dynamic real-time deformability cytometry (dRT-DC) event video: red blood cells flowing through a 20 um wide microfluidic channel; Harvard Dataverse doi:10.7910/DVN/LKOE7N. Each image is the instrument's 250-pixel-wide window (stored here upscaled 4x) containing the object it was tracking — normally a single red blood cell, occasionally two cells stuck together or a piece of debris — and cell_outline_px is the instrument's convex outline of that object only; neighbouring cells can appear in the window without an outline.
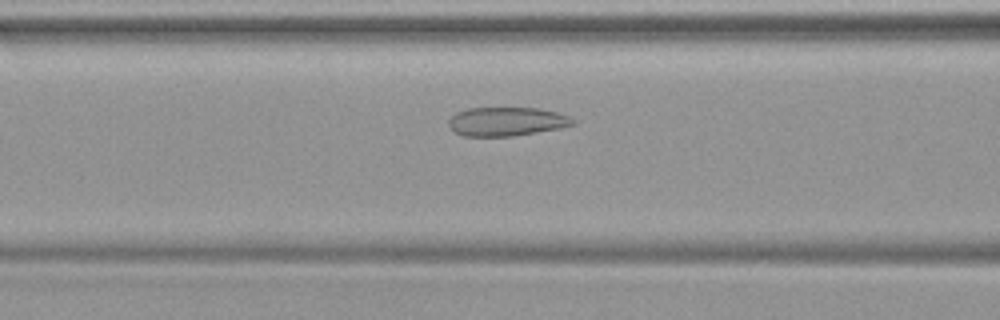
{"species": "common noctule bat (a hibernating species)", "species_latin": "Nyctalus noctula", "temperature_condition": "warm", "stored_images_in_passage": 44, "camera_frame_rate_fps": 3000, "um_per_image_px": 0.085, "animal": {"sex": "female", "body_mass_g": 19.9}, "frame": {"image": 1, "passage_image": 16, "time_ms": 5.0, "image_size_px": [1000, 320], "cell_outline_px": [[576, 124], [560, 128], [512, 136], [464, 136], [456, 132], [448, 124], [448, 120], [456, 112], [468, 108], [540, 108], [556, 112], [568, 116], [576, 120]], "centroid_in_image_um": [43.08, 10.32], "position_along_channel_um": 123.5, "area_um2": 20.81}}
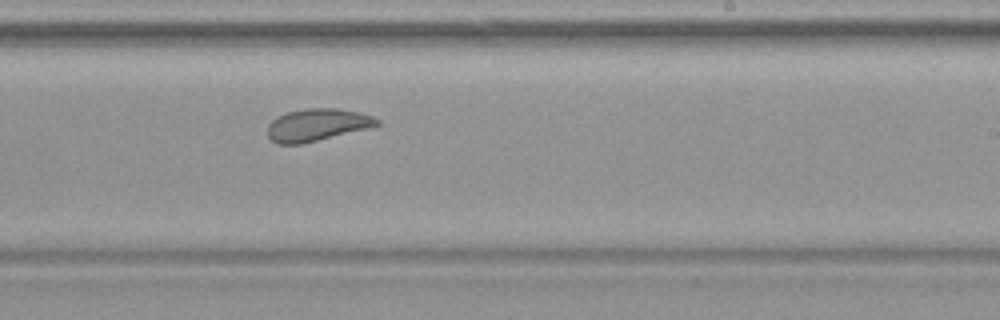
{"frame": {"image": 2, "passage_image": 26, "time_ms": 8.333, "image_size_px": [1000, 320], "cell_outline_px": [[380, 124], [304, 144], [276, 144], [268, 136], [268, 124], [276, 116], [288, 112], [304, 108], [336, 108], [356, 112], [372, 116], [380, 120]], "centroid_in_image_um": [26.89, 10.61], "position_along_channel_um": 262.1, "area_um2": 20.4}}
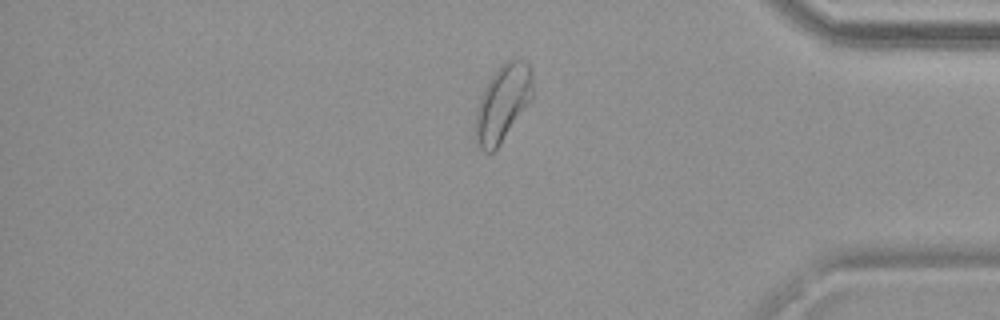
{"frame": {"image": 3, "passage_image": 37, "time_ms": 12.0, "image_size_px": [1000, 320], "cell_outline_px": [[532, 96], [500, 144], [492, 152], [484, 152], [480, 148], [476, 140], [476, 112], [480, 96], [488, 80], [500, 64], [512, 56], [528, 60], [532, 72]], "centroid_in_image_um": [42.73, 8.66], "position_along_channel_um": 392.5, "area_um2": 25.43}}